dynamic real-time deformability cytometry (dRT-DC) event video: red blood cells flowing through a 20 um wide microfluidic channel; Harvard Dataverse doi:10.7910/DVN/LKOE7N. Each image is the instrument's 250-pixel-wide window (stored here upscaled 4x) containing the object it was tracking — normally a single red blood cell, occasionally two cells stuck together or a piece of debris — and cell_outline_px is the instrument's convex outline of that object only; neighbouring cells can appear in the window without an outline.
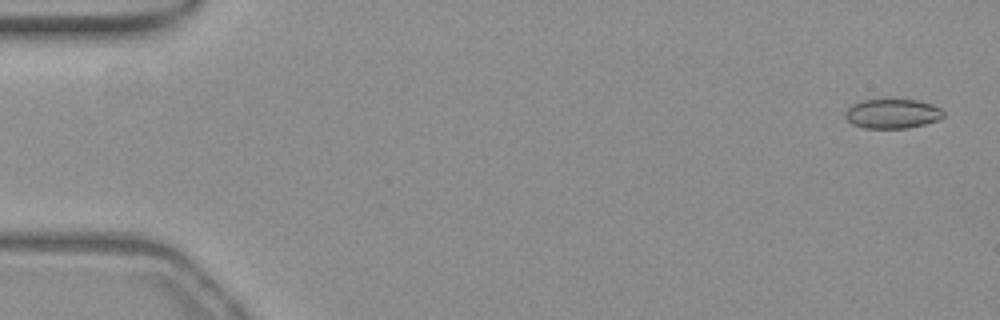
{"species": "common noctule bat (a hibernating species)", "species_latin": "Nyctalus noctula", "temperature_condition": "warm", "stored_images_in_passage": 54, "camera_frame_rate_fps": 3000, "um_per_image_px": 0.085, "animal": {"sex": "female", "body_mass_g": 19.3, "forearm_length_mm": 54.1}, "frame": {"image": 1, "passage_image": 2, "time_ms": 0.333, "image_size_px": [1000, 320], "cell_outline_px": [[944, 116], [936, 120], [924, 124], [908, 128], [864, 128], [852, 124], [844, 116], [844, 112], [852, 104], [860, 100], [916, 100], [932, 104], [940, 108], [944, 112]], "centroid_in_image_um": [75.82, 9.66], "position_along_channel_um": 9.2, "area_um2": 16.82}}
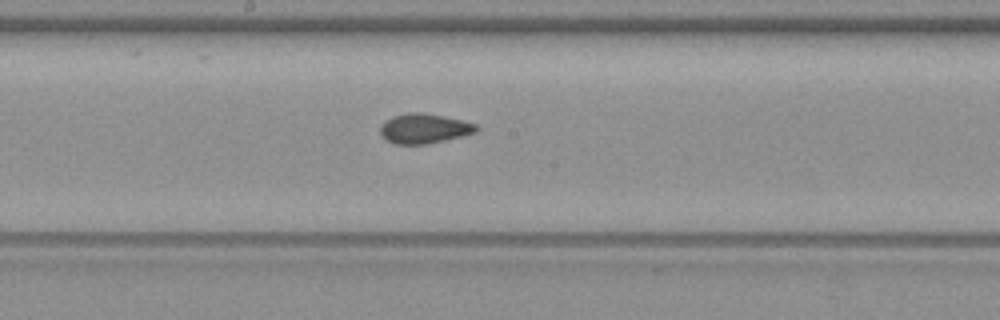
{"frame": {"image": 2, "passage_image": 29, "time_ms": 9.333, "image_size_px": [1000, 320], "cell_outline_px": [[480, 128], [476, 132], [428, 144], [396, 144], [388, 140], [380, 132], [380, 124], [392, 116], [408, 112], [420, 112], [444, 116], [464, 120], [476, 124]], "centroid_in_image_um": [36.06, 10.91], "position_along_channel_um": 212.1, "area_um2": 16.65}}
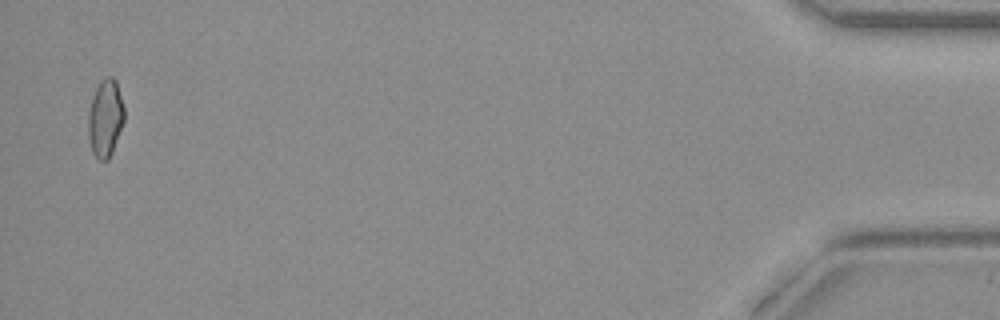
{"frame": {"image": 3, "passage_image": 53, "time_ms": 17.333, "image_size_px": [1000, 320], "cell_outline_px": [[124, 120], [112, 152], [108, 160], [100, 160], [92, 152], [88, 136], [88, 112], [92, 96], [100, 80], [104, 76], [112, 76], [116, 80], [124, 108]], "centroid_in_image_um": [8.94, 10.01], "position_along_channel_um": 426.3, "area_um2": 16.3}, "authors_computed_cell_mechanics": {"area_um2": 16.5308, "velocity_mm_per_s": 3.8379, "shape_relaxation_time_tau1_ms": null, "shape_relaxation_time_tau2_ms": 1.8973, "deformation_change_tau1": null, "deformation_change_tau2": 0.0453}}